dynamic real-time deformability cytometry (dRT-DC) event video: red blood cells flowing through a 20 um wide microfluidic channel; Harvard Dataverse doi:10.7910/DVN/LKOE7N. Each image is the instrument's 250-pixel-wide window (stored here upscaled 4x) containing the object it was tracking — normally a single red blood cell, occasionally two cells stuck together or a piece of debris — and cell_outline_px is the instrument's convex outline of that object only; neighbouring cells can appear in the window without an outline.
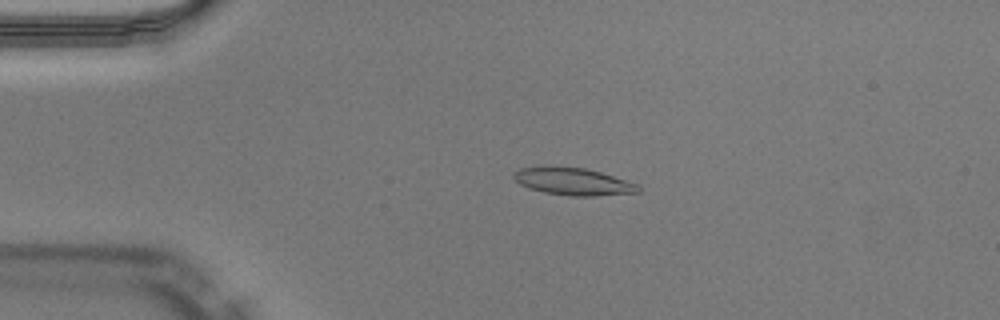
{"species": "Egyptian fruit bat (a non-hibernating species)", "species_latin": "Rousettus aegyptiacus", "temperature_condition": "warm", "stored_images_in_passage": 50, "camera_frame_rate_fps": 3000, "um_per_image_px": 0.085, "animal": {"sex": "male"}, "frame": {"image": 1, "passage_image": 11, "time_ms": 3.333, "image_size_px": [1000, 320], "cell_outline_px": [[640, 192], [596, 196], [572, 196], [544, 192], [520, 184], [512, 176], [520, 168], [544, 164], [584, 168], [600, 172], [640, 184]], "centroid_in_image_um": [48.72, 15.4], "position_along_channel_um": 36.3, "area_um2": 20.11}}
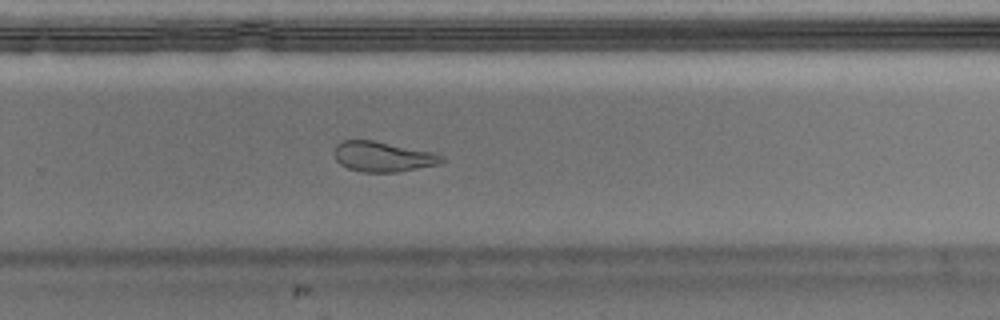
{"frame": {"image": 2, "passage_image": 33, "time_ms": 10.667, "image_size_px": [1000, 320], "cell_outline_px": [[444, 160], [436, 164], [396, 172], [360, 172], [348, 168], [340, 164], [336, 160], [332, 152], [336, 144], [344, 140], [372, 140], [432, 152], [444, 156]], "centroid_in_image_um": [32.46, 13.31], "position_along_channel_um": 297.3, "area_um2": 18.73}}
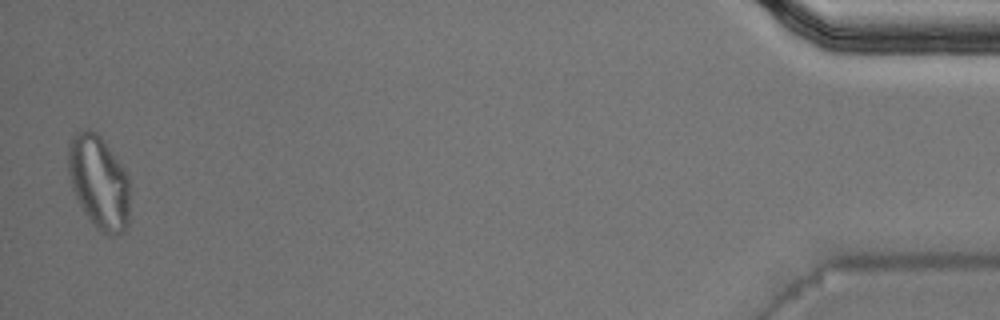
{"frame": {"image": 3, "passage_image": 49, "time_ms": 16.0, "image_size_px": [1000, 320], "cell_outline_px": [[128, 224], [124, 232], [120, 236], [108, 236], [96, 228], [92, 224], [84, 212], [72, 188], [68, 172], [68, 140], [76, 132], [88, 128], [96, 132], [100, 136], [120, 164], [128, 176]], "centroid_in_image_um": [8.38, 15.5], "position_along_channel_um": 426.8, "area_um2": 33.58}, "authors_computed_cell_mechanics": {"area_um2": 19.7965, "velocity_mm_per_s": 4.0628, "shape_relaxation_time_tau1_ms": null, "shape_relaxation_time_tau2_ms": 2.5007, "deformation_change_tau1": null, "deformation_change_tau2": 0.1015}}